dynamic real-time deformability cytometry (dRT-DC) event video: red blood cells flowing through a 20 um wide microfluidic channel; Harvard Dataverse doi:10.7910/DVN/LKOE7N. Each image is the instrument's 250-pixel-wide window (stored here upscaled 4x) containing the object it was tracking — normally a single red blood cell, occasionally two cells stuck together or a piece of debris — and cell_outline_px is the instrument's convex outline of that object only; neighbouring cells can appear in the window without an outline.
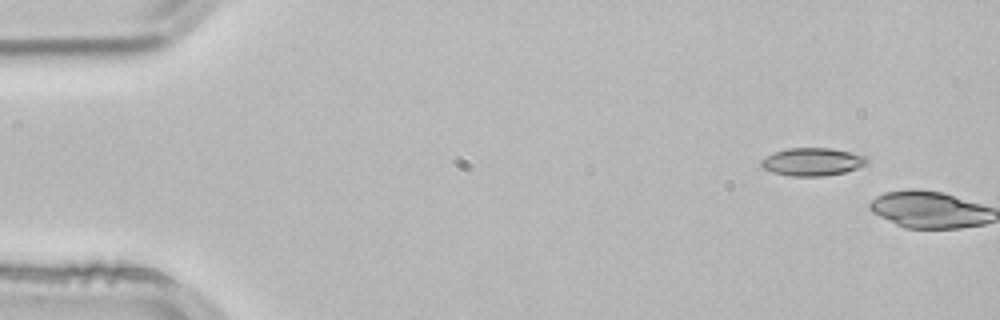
{"species": "common noctule bat (a hibernating species)", "species_latin": "Nyctalus noctula", "temperature_condition": "room temperature", "stored_images_in_passage": 4, "segment_of_instrument_passage": [1, 2], "camera_frame_rate_fps": 3000, "um_per_image_px": 0.085, "animal": {"sex": "male", "body_mass_g": 21.5, "forearm_length_mm": 52.0}, "frame": {"image": 1, "passage_image": 1, "time_ms": 0.0, "image_size_px": [1000, 320], "cell_outline_px": [[868, 160], [864, 164], [856, 168], [844, 172], [824, 176], [792, 176], [772, 172], [764, 168], [760, 164], [760, 160], [776, 152], [788, 148], [832, 148], [864, 156]], "centroid_in_image_um": [69.02, 13.75], "position_along_channel_um": 16.0, "area_um2": 16.82}}